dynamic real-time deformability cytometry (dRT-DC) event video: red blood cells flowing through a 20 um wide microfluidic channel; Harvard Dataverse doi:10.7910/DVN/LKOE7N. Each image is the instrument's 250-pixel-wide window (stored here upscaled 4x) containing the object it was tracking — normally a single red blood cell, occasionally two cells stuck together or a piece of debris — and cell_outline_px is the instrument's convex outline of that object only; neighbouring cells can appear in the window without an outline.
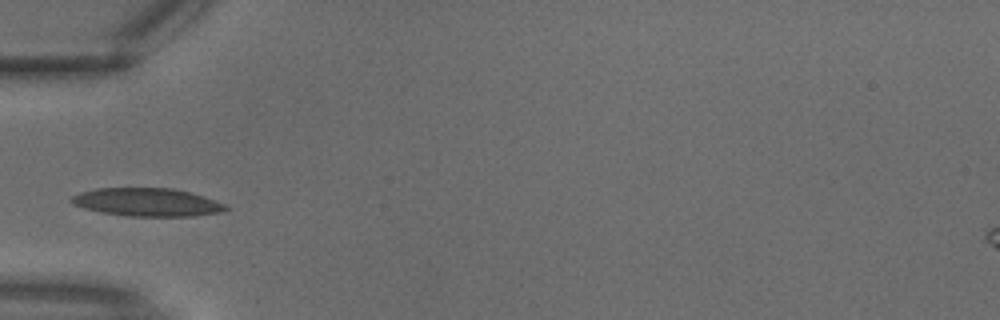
{"species": "common noctule bat (a hibernating species)", "species_latin": "Nyctalus noctula", "temperature_condition": "warm", "stored_images_in_passage": 1, "camera_frame_rate_fps": 3000, "um_per_image_px": 0.085, "animal": {"sex": "male", "body_mass_g": 18.8}, "frame": {"image": 1, "passage_image": 1, "time_ms": 0.0, "image_size_px": [1000, 320], "cell_outline_px": [[228, 208], [224, 212], [192, 216], [128, 216], [100, 212], [84, 208], [72, 204], [68, 200], [72, 196], [80, 192], [96, 188], [172, 188], [204, 196], [224, 204]], "centroid_in_image_um": [12.47, 17.19], "position_along_channel_um": 72.5, "area_um2": 25.32}}